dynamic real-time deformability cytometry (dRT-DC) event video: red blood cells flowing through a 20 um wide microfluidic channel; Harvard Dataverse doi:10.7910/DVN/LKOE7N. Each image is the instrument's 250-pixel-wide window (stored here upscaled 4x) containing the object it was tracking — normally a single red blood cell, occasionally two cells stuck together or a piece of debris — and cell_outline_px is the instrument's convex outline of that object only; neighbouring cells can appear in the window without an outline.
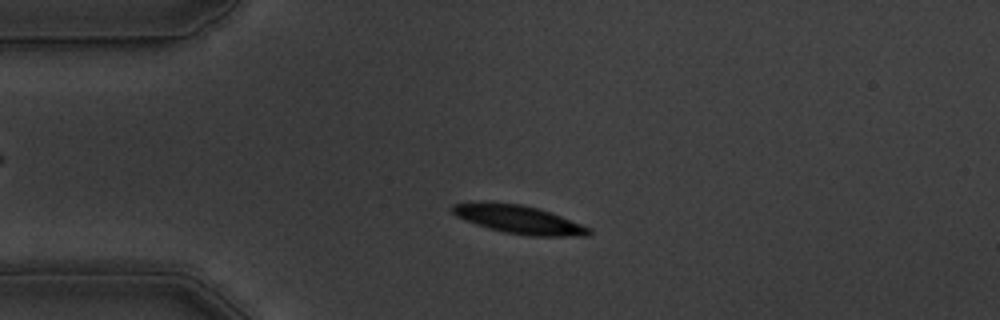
{"species": "common noctule bat (a hibernating species)", "species_latin": "Nyctalus noctula", "temperature_condition": "warm", "stored_images_in_passage": 54, "camera_frame_rate_fps": 3000, "um_per_image_px": 0.085, "animal": {"sex": "male", "body_mass_g": 19.5, "forearm_length_mm": 54.6}, "frame": {"image": 1, "passage_image": 11, "time_ms": 3.333, "image_size_px": [1000, 320], "cell_outline_px": [[592, 232], [588, 236], [528, 236], [504, 232], [488, 228], [476, 224], [456, 216], [448, 208], [452, 204], [488, 200], [492, 200], [520, 204], [536, 208], [560, 216], [592, 228]], "centroid_in_image_um": [44.04, 18.63], "position_along_channel_um": 41.0, "area_um2": 22.83}}
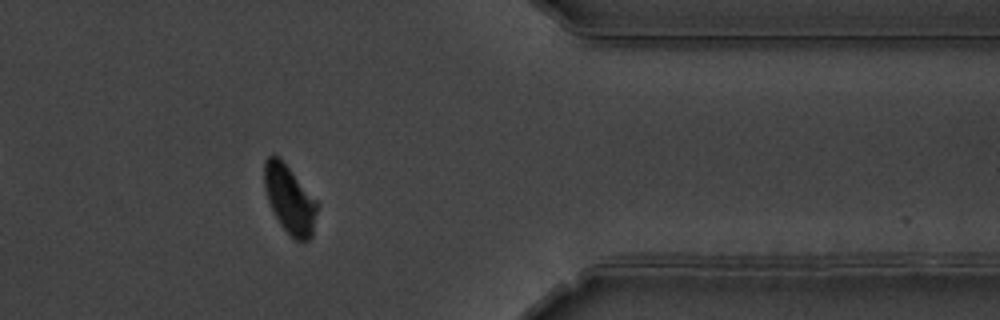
{"frame": {"image": 2, "passage_image": 44, "time_ms": 14.333, "image_size_px": [1000, 320], "cell_outline_px": [[320, 204], [312, 236], [304, 244], [296, 240], [280, 224], [268, 200], [264, 188], [264, 160], [272, 152], [292, 172]], "centroid_in_image_um": [24.64, 16.98], "position_along_channel_um": 386.8, "area_um2": 20.92}}
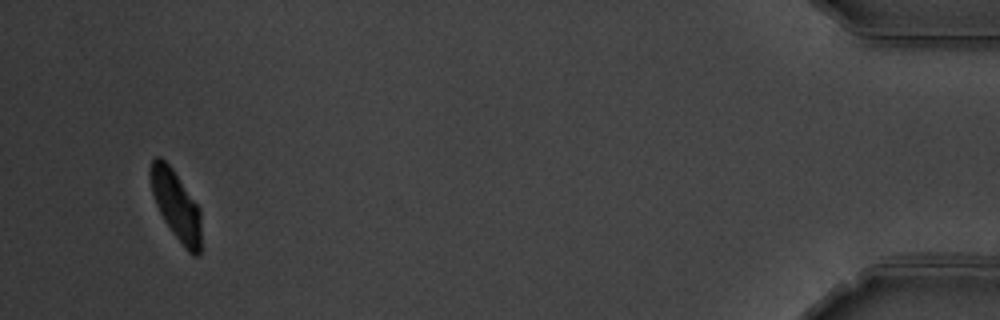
{"frame": {"image": 3, "passage_image": 52, "time_ms": 17.0, "image_size_px": [1000, 320], "cell_outline_px": [[200, 252], [196, 256], [192, 256], [184, 248], [172, 232], [164, 220], [156, 204], [152, 192], [148, 176], [148, 172], [152, 160], [156, 156], [160, 156], [172, 168], [200, 208]], "centroid_in_image_um": [14.94, 17.43], "position_along_channel_um": 420.3, "area_um2": 20.52}, "authors_computed_cell_mechanics": {"area_um2": 22.5998, "velocity_mm_per_s": 3.5284, "shape_relaxation_time_tau1_ms": 3.787, "shape_relaxation_time_tau2_ms": 3.1853, "deformation_change_tau1": 0.1442, "deformation_change_tau2": 0.0692}}